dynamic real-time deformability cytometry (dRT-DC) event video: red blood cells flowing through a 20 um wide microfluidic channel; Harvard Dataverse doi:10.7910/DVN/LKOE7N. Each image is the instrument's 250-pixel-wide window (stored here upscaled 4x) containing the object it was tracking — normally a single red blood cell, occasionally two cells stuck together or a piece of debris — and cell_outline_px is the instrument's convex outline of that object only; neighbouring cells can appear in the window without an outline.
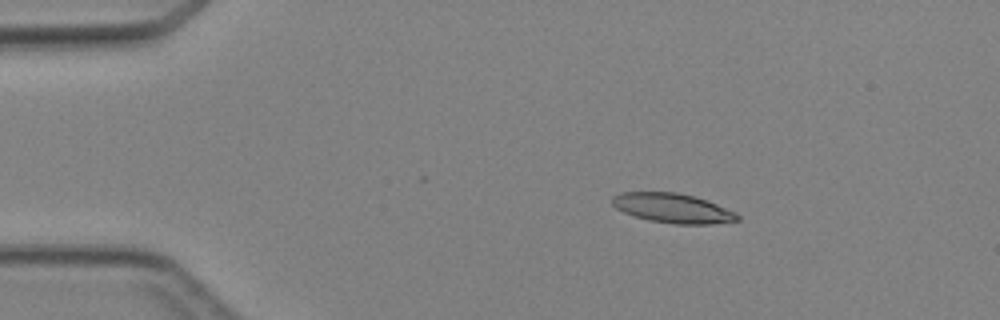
{"species": "Egyptian fruit bat (a non-hibernating species)", "species_latin": "Rousettus aegyptiacus", "temperature_condition": "cold", "stored_images_in_passage": 3, "camera_frame_rate_fps": 3000, "um_per_image_px": 0.085, "animal": {"sex": "female"}, "frame": {"image": 1, "passage_image": 2, "time_ms": 1.333, "image_size_px": [1000, 320], "cell_outline_px": [[740, 220], [712, 224], [676, 224], [648, 220], [624, 212], [616, 208], [612, 204], [612, 196], [620, 192], [676, 192], [692, 196], [716, 204], [736, 212], [740, 216]], "centroid_in_image_um": [57.17, 17.69], "position_along_channel_um": 27.8, "area_um2": 21.39}}